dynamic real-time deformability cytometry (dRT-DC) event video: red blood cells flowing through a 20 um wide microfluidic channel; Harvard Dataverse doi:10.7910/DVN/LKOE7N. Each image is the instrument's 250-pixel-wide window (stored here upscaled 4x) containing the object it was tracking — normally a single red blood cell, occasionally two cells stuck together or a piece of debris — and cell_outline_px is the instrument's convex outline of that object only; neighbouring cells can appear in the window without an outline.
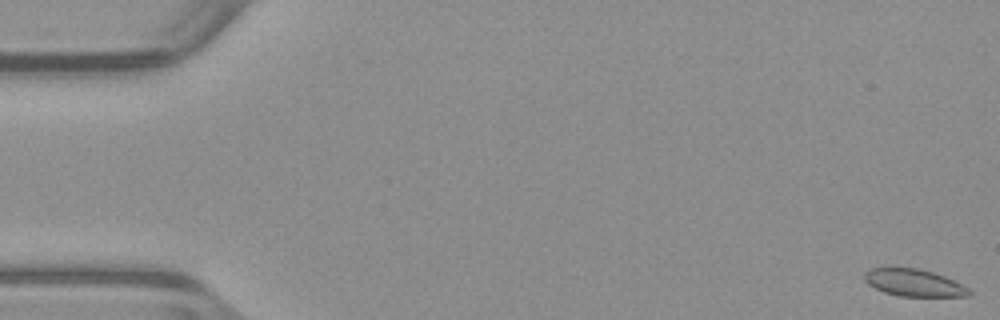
{"species": "common noctule bat (a hibernating species)", "species_latin": "Nyctalus noctula", "temperature_condition": "warm", "stored_images_in_passage": 53, "camera_frame_rate_fps": 3000, "um_per_image_px": 0.085, "animal": {"sex": "male", "body_mass_g": 23.1, "forearm_length_mm": 52.7}, "frame": {"image": 1, "passage_image": 1, "time_ms": 0.0, "image_size_px": [1000, 320], "cell_outline_px": [[972, 296], [900, 296], [884, 292], [868, 284], [864, 280], [864, 272], [868, 268], [916, 268], [932, 272], [944, 276], [968, 288], [972, 292]], "centroid_in_image_um": [77.66, 24.03], "position_along_channel_um": 7.3, "area_um2": 16.42}}
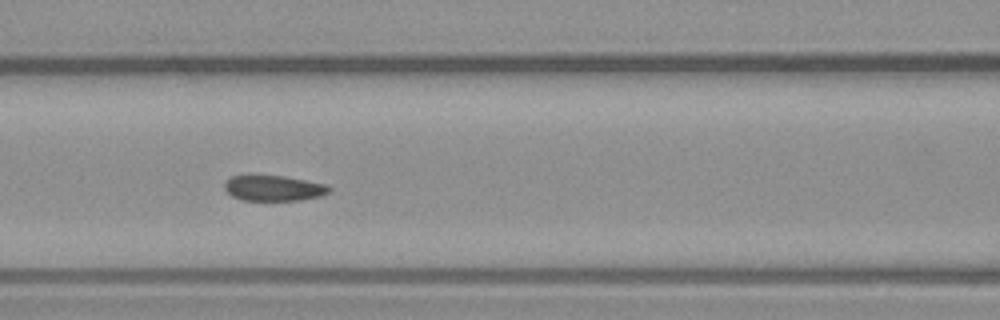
{"frame": {"image": 2, "passage_image": 23, "time_ms": 7.333, "image_size_px": [1000, 320], "cell_outline_px": [[332, 192], [320, 196], [300, 200], [240, 200], [232, 196], [224, 188], [224, 184], [232, 176], [248, 172], [284, 176], [328, 184], [332, 188]], "centroid_in_image_um": [23.25, 15.95], "position_along_channel_um": 143.3, "area_um2": 16.3}}
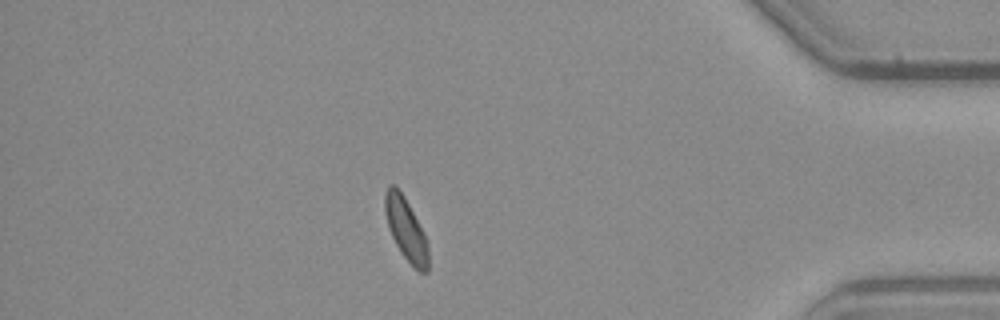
{"frame": {"image": 3, "passage_image": 46, "time_ms": 15.0, "image_size_px": [1000, 320], "cell_outline_px": [[428, 272], [420, 272], [400, 252], [388, 228], [384, 212], [384, 192], [388, 184], [396, 184], [404, 196], [428, 244]], "centroid_in_image_um": [34.45, 19.42], "position_along_channel_um": 400.7, "area_um2": 15.55}, "authors_computed_cell_mechanics": {"area_um2": 16.473, "velocity_mm_per_s": 3.9274, "shape_relaxation_time_tau1_ms": null, "shape_relaxation_time_tau2_ms": 3.4206, "deformation_change_tau1": null, "deformation_change_tau2": 0.052}}